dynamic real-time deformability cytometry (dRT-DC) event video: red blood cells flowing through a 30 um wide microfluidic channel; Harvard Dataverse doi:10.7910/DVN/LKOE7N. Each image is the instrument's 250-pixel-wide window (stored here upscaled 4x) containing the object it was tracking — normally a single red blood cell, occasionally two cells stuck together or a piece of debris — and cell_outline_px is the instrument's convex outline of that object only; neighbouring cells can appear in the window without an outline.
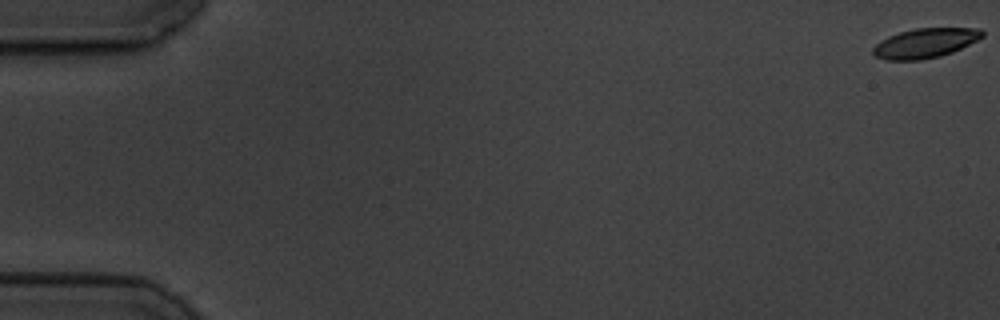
{"species": "common noctule bat (a hibernating species)", "species_latin": "Nyctalus noctula", "temperature_condition": "cold", "stored_images_in_passage": 59, "camera_frame_rate_fps": 3000, "um_per_image_px": 0.085, "animal": {"sex": "male", "body_mass_g": 19.5, "forearm_length_mm": 54.6}, "frame": {"image": 1, "passage_image": 1, "time_ms": 0.0, "image_size_px": [1000, 320], "cell_outline_px": [[984, 36], [952, 52], [940, 56], [920, 60], [888, 60], [876, 56], [872, 52], [872, 48], [876, 44], [888, 36], [900, 32], [916, 28], [980, 28], [984, 32]], "centroid_in_image_um": [78.63, 3.66], "position_along_channel_um": 6.4, "area_um2": 18.67}}
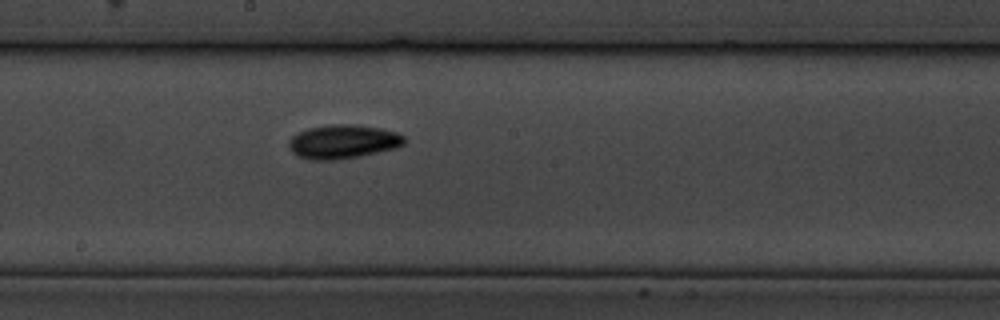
{"frame": {"image": 2, "passage_image": 33, "time_ms": 10.667, "image_size_px": [1000, 320], "cell_outline_px": [[404, 144], [396, 148], [360, 156], [332, 160], [312, 160], [296, 156], [288, 148], [288, 140], [296, 132], [308, 128], [328, 124], [356, 124], [380, 128], [396, 132], [404, 136]], "centroid_in_image_um": [29.1, 12.03], "position_along_channel_um": 219.1, "area_um2": 23.06}}
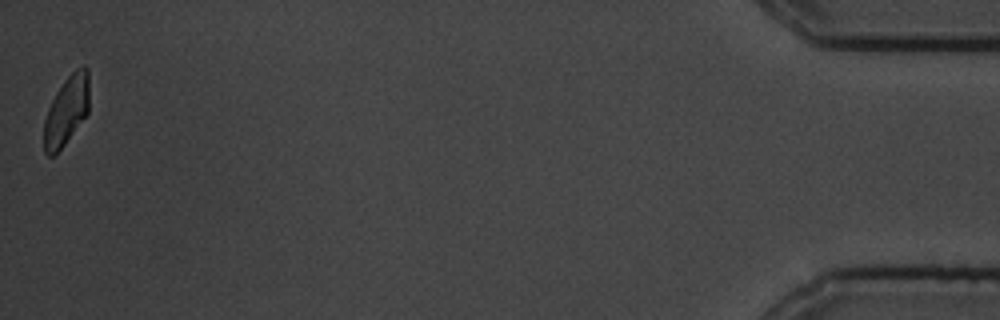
{"frame": {"image": 3, "passage_image": 59, "time_ms": 19.333, "image_size_px": [1000, 320], "cell_outline_px": [[88, 112], [64, 144], [52, 156], [48, 156], [44, 152], [44, 120], [48, 108], [56, 92], [64, 80], [76, 68], [84, 64], [88, 68]], "centroid_in_image_um": [5.64, 9.36], "position_along_channel_um": 429.6, "area_um2": 17.98}, "authors_computed_cell_mechanics": {"area_um2": 20.2878, "velocity_mm_per_s": 3.4772, "shape_relaxation_time_tau1_ms": 3.167, "shape_relaxation_time_tau2_ms": null, "deformation_change_tau1": 0.1425, "deformation_change_tau2": null}}